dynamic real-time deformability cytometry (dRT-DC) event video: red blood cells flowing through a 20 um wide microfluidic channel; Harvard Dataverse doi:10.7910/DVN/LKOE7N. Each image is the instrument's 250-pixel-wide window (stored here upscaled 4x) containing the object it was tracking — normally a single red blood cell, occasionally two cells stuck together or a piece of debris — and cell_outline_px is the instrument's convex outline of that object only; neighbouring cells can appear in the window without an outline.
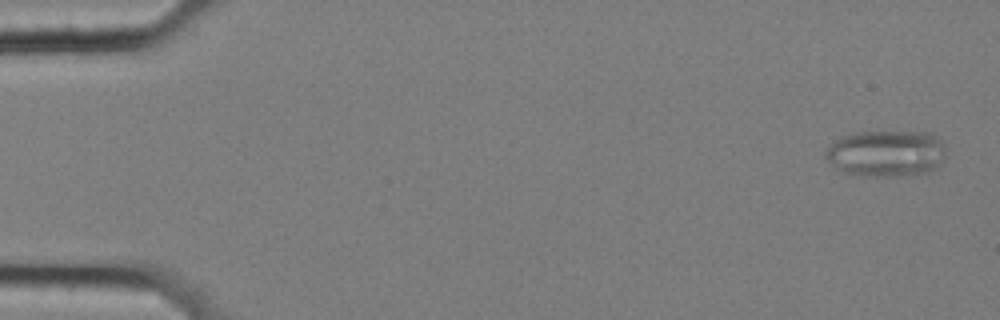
{"species": "common noctule bat (a hibernating species)", "species_latin": "Nyctalus noctula", "temperature_condition": "cold", "stored_images_in_passage": 58, "camera_frame_rate_fps": 3000, "um_per_image_px": 0.085, "animal": {"sex": "female", "body_mass_g": 25.1}, "frame": {"image": 1, "passage_image": 2, "time_ms": 0.333, "image_size_px": [1000, 320], "cell_outline_px": [[944, 156], [936, 168], [932, 172], [888, 176], [872, 176], [844, 172], [828, 160], [824, 156], [824, 152], [836, 140], [844, 136], [856, 132], [928, 132], [936, 136], [944, 144]], "centroid_in_image_um": [75.35, 13.03], "position_along_channel_um": 9.6, "area_um2": 32.14}}
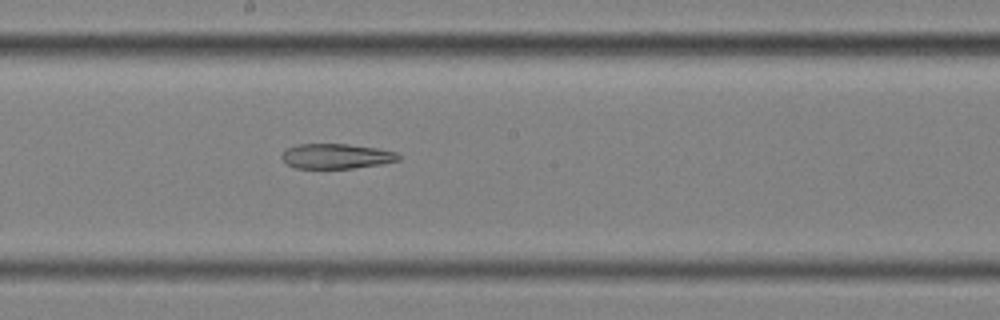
{"frame": {"image": 2, "passage_image": 32, "time_ms": 10.333, "image_size_px": [1000, 320], "cell_outline_px": [[400, 160], [384, 164], [352, 168], [296, 168], [288, 164], [280, 156], [288, 148], [300, 144], [348, 144], [376, 148], [396, 152], [400, 156]], "centroid_in_image_um": [28.63, 13.28], "position_along_channel_um": 219.6, "area_um2": 16.88}}
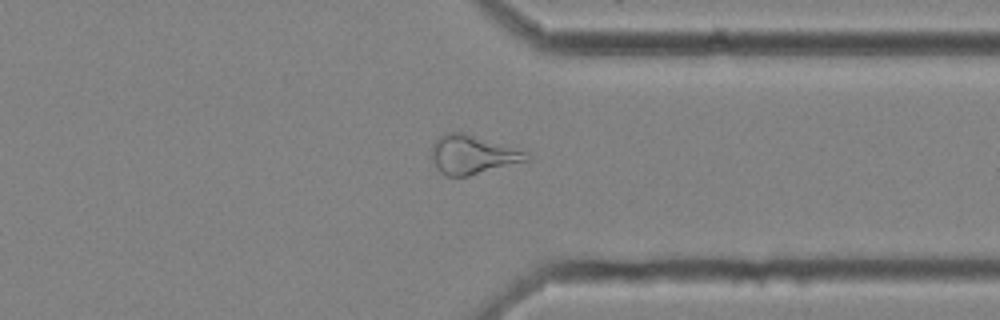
{"frame": {"image": 3, "passage_image": 45, "time_ms": 14.667, "image_size_px": [1000, 320], "cell_outline_px": [[532, 156], [528, 160], [468, 176], [444, 176], [436, 168], [432, 160], [432, 144], [444, 132], [464, 132], [528, 152]], "centroid_in_image_um": [40.14, 13.14], "position_along_channel_um": 371.3, "area_um2": 21.44}}